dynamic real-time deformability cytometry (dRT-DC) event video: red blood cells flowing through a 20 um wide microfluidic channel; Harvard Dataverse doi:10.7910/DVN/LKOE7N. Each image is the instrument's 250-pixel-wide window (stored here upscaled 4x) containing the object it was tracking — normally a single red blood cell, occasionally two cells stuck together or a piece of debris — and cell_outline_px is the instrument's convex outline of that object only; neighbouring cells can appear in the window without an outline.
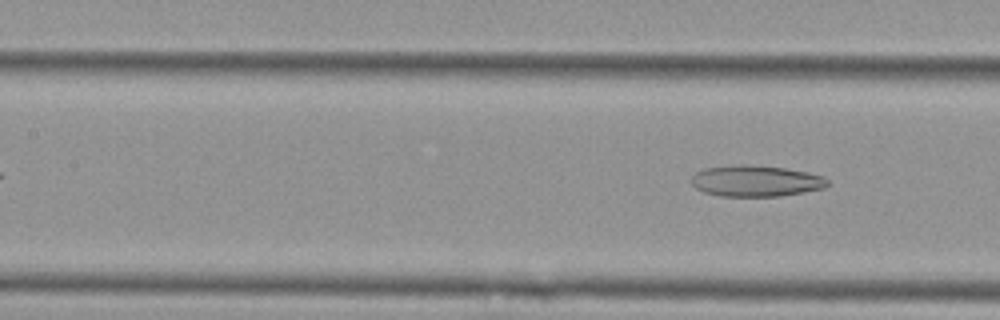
{"species": "Egyptian fruit bat (a non-hibernating species)", "species_latin": "Rousettus aegyptiacus", "temperature_condition": "cold", "stored_images_in_passage": 4, "segment_of_instrument_passage": [2, 2], "camera_frame_rate_fps": 3000, "um_per_image_px": 0.085, "animal": {"sex": "female"}, "frame": {"image": 1, "passage_image": 4, "time_ms": 1.0, "image_size_px": [1000, 320], "cell_outline_px": [[828, 184], [824, 188], [804, 192], [780, 196], [720, 196], [704, 192], [696, 188], [692, 184], [692, 176], [696, 172], [704, 168], [736, 164], [744, 164], [784, 168], [808, 172], [824, 176], [828, 180]], "centroid_in_image_um": [64.24, 15.38], "position_along_channel_um": 143.2, "area_um2": 24.8}}